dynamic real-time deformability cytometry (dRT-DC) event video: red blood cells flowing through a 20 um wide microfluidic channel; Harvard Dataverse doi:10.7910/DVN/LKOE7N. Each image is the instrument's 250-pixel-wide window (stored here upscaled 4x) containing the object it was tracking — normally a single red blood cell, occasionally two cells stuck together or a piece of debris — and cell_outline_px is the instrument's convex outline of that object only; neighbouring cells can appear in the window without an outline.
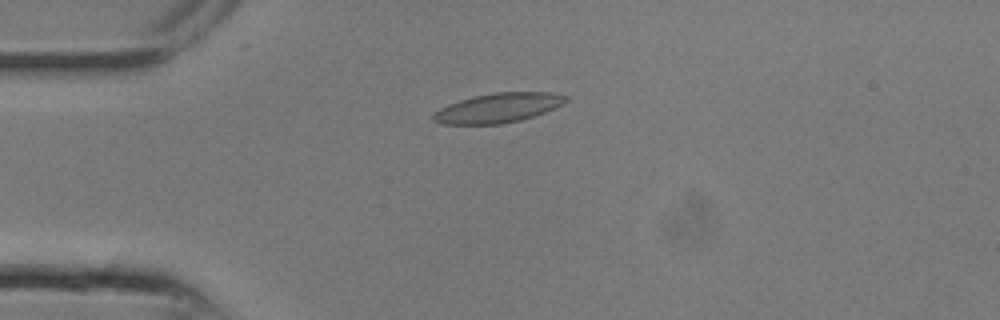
{"species": "common noctule bat (a hibernating species)", "species_latin": "Nyctalus noctula", "temperature_condition": "room temperature", "stored_images_in_passage": 3, "camera_frame_rate_fps": 3000, "um_per_image_px": 0.085, "animal": {"sex": "male", "body_mass_g": 13.3}, "frame": {"image": 1, "passage_image": 1, "time_ms": 0.0, "image_size_px": [1000, 320], "cell_outline_px": [[568, 100], [544, 112], [520, 120], [500, 124], [444, 124], [436, 120], [432, 116], [440, 108], [476, 96], [496, 92], [548, 92], [564, 96]], "centroid_in_image_um": [42.35, 9.17], "position_along_channel_um": 42.6, "area_um2": 21.91}}